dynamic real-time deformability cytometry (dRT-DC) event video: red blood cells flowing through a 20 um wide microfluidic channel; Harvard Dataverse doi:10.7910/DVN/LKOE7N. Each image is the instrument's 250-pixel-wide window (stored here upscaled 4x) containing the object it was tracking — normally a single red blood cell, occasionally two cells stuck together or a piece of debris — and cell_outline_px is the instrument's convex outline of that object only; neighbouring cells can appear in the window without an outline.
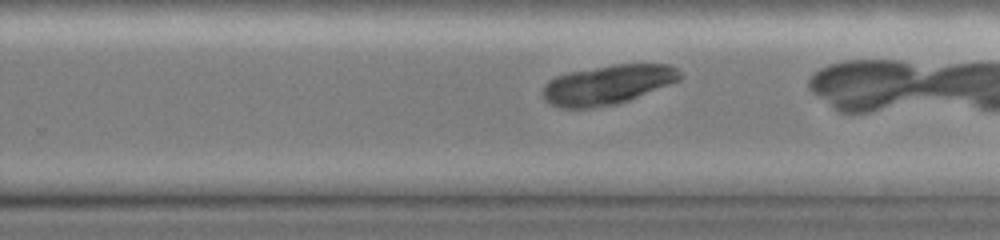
{"species": "common noctule bat (a hibernating species)", "species_latin": "Nyctalus noctula", "temperature_condition": "cold", "stored_images_in_passage": 16, "camera_frame_rate_fps": 3000, "um_per_image_px": 0.085, "animal": {"sex": "female", "body_mass_g": 19.0, "forearm_length_mm": 51.5}, "frame": {"image": 1, "passage_image": 10, "time_ms": 6.667, "image_size_px": [1000, 240], "cell_outline_px": [[684, 76], [680, 80], [628, 100], [616, 104], [588, 108], [560, 108], [548, 104], [544, 100], [540, 92], [544, 84], [548, 80], [556, 76], [568, 72], [616, 64], [668, 64], [676, 68]], "centroid_in_image_um": [51.59, 7.2], "position_along_channel_um": 278.2, "area_um2": 31.67}}